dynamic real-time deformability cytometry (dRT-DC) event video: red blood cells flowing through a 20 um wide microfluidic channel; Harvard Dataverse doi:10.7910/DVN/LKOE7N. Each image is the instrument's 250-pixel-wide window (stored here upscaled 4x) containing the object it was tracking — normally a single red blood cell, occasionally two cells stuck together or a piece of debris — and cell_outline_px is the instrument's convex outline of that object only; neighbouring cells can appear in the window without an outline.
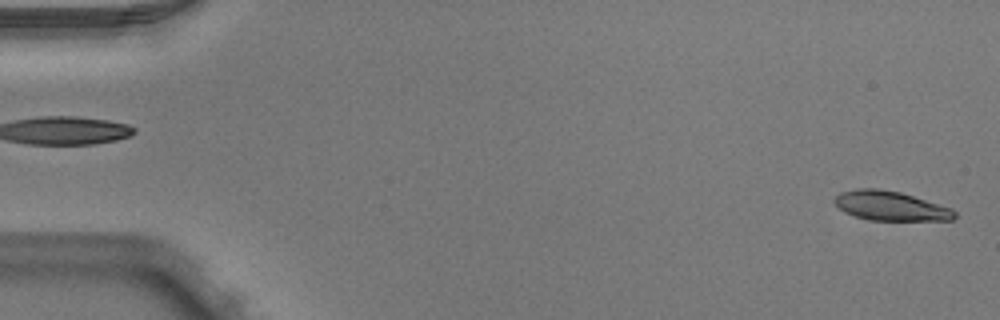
{"species": "Egyptian fruit bat (a non-hibernating species)", "species_latin": "Rousettus aegyptiacus", "temperature_condition": "warm", "stored_images_in_passage": 50, "camera_frame_rate_fps": 3000, "um_per_image_px": 0.085, "animal": {"sex": "male"}, "frame": {"image": 1, "passage_image": 1, "time_ms": 0.0, "image_size_px": [1000, 320], "cell_outline_px": [[956, 216], [952, 220], [868, 220], [844, 212], [832, 200], [840, 192], [856, 188], [880, 188], [900, 192], [952, 208], [956, 212]], "centroid_in_image_um": [75.68, 17.49], "position_along_channel_um": 9.3, "area_um2": 20.58}}
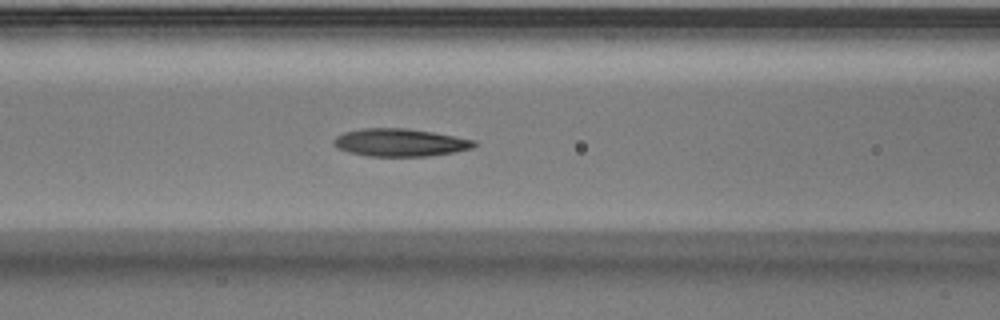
{"frame": {"image": 2, "passage_image": 21, "time_ms": 6.667, "image_size_px": [1000, 320], "cell_outline_px": [[476, 144], [472, 148], [456, 152], [428, 156], [368, 156], [348, 152], [336, 148], [332, 144], [332, 140], [336, 136], [344, 132], [360, 128], [404, 128], [432, 132], [476, 140]], "centroid_in_image_um": [33.96, 12.11], "position_along_channel_um": 132.6, "area_um2": 22.83}}
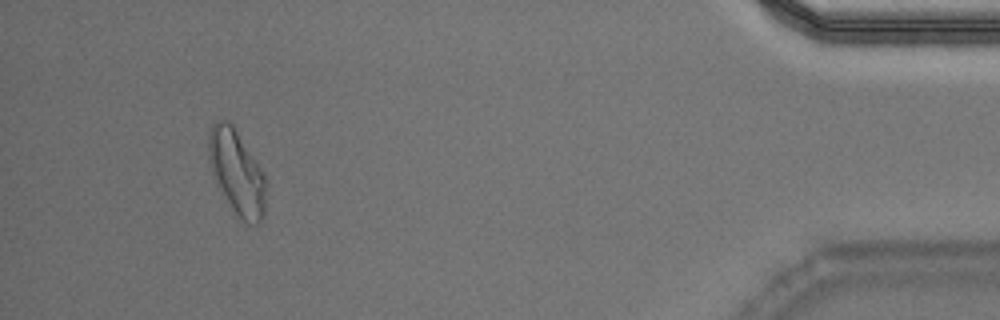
{"frame": {"image": 3, "passage_image": 47, "time_ms": 15.333, "image_size_px": [1000, 320], "cell_outline_px": [[264, 216], [260, 224], [256, 224], [244, 220], [232, 208], [208, 160], [208, 132], [212, 124], [216, 120], [228, 120], [232, 124], [264, 172]], "centroid_in_image_um": [20.13, 14.56], "position_along_channel_um": 415.1, "area_um2": 27.17}, "authors_computed_cell_mechanics": {"area_um2": 22.4264, "velocity_mm_per_s": 3.9832, "shape_relaxation_time_tau1_ms": 5.2293, "shape_relaxation_time_tau2_ms": 3.1784, "deformation_change_tau1": 0.1851, "deformation_change_tau2": 0.1218}}